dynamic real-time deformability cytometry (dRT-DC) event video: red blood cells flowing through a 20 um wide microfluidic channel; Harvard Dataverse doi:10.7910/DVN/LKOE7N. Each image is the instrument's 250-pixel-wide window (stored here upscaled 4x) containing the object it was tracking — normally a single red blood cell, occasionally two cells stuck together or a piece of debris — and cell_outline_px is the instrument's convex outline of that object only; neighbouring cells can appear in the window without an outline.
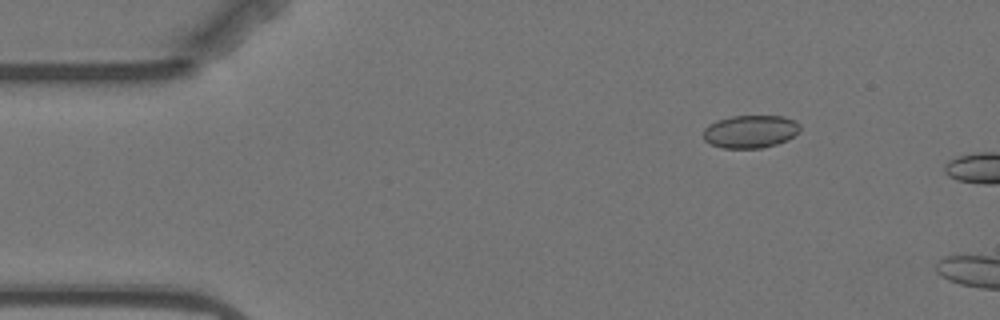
{"species": "Egyptian fruit bat (a non-hibernating species)", "species_latin": "Rousettus aegyptiacus", "temperature_condition": "warm", "stored_images_in_passage": 4, "camera_frame_rate_fps": 3000, "um_per_image_px": 0.085, "animal": {"sex": "female"}, "frame": {"image": 1, "passage_image": 3, "time_ms": 2.333, "image_size_px": [1000, 320], "cell_outline_px": [[800, 132], [788, 140], [776, 144], [760, 148], [724, 148], [712, 144], [704, 140], [704, 128], [708, 124], [716, 120], [732, 116], [784, 116], [800, 124]], "centroid_in_image_um": [63.79, 11.17], "position_along_channel_um": 21.2, "area_um2": 18.55}}